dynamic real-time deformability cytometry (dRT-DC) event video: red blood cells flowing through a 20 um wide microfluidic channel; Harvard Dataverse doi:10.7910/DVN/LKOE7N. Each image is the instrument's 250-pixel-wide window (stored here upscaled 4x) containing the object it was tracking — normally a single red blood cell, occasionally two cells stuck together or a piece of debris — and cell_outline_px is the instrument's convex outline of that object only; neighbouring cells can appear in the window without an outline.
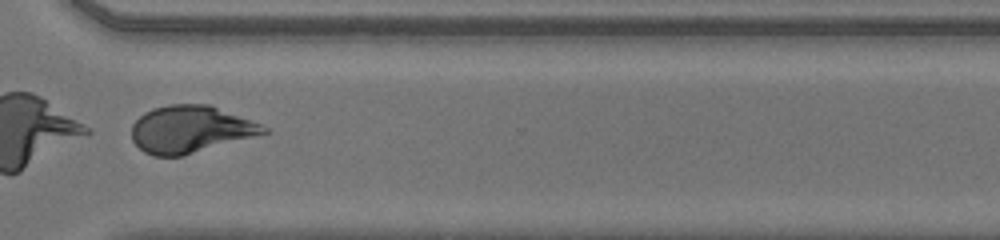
{"species": "human", "species_latin": "Homo sapiens", "temperature_condition": "warm", "stored_images_in_passage": 44, "camera_frame_rate_fps": 3000, "um_per_image_px": 0.085, "donor": {"sex": "male"}, "frame": {"image": 1, "passage_image": 33, "time_ms": 10.667, "image_size_px": [1000, 240], "cell_outline_px": [[268, 132], [184, 156], [152, 156], [144, 152], [132, 140], [132, 124], [144, 112], [152, 108], [168, 104], [212, 104], [260, 124], [268, 128]], "centroid_in_image_um": [16.16, 10.98], "position_along_channel_um": 354.4, "area_um2": 36.3}}